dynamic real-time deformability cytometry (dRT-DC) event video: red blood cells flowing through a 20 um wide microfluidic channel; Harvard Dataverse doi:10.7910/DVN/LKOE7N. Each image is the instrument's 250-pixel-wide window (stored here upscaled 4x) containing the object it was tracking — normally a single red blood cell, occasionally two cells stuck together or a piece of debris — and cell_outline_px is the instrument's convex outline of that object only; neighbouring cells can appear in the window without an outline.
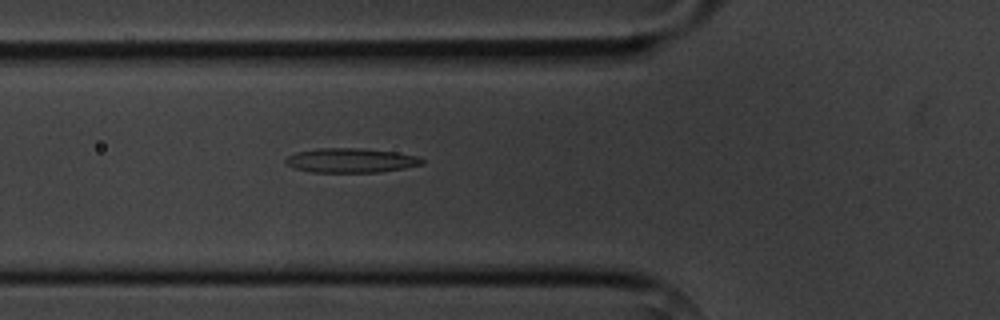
{"species": "common noctule bat (a hibernating species)", "species_latin": "Nyctalus noctula", "temperature_condition": "cold", "stored_images_in_passage": 5, "camera_frame_rate_fps": 3000, "um_per_image_px": 0.085, "animal": {"sex": "male", "body_mass_g": 20.1, "forearm_length_mm": 53.5}, "frame": {"image": 1, "passage_image": 5, "time_ms": 4.667, "image_size_px": [1000, 320], "cell_outline_px": [[424, 164], [404, 168], [380, 172], [312, 172], [292, 168], [284, 160], [288, 156], [296, 152], [316, 148], [364, 148], [396, 152], [416, 156], [424, 160]], "centroid_in_image_um": [29.81, 13.63], "position_along_channel_um": 96.0, "area_um2": 19.48}}